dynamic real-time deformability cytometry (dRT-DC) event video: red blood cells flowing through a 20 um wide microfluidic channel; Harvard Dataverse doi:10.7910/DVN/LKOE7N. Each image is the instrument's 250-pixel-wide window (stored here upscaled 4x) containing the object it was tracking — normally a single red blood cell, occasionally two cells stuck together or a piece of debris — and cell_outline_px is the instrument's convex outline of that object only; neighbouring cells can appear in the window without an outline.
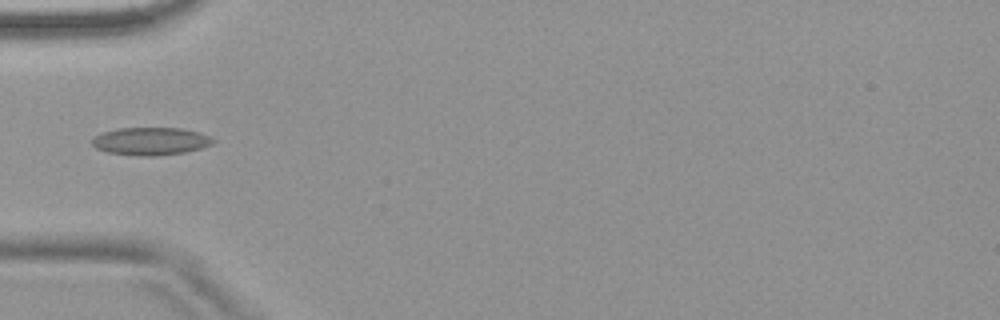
{"species": "common noctule bat (a hibernating species)", "species_latin": "Nyctalus noctula", "temperature_condition": "warm", "stored_images_in_passage": 1, "camera_frame_rate_fps": 3000, "um_per_image_px": 0.085, "animal": {"sex": "female", "body_mass_g": 18.4}, "frame": {"image": 1, "passage_image": 1, "time_ms": 0.0, "image_size_px": [1000, 320], "cell_outline_px": [[216, 140], [212, 144], [200, 148], [184, 152], [156, 156], [136, 156], [108, 152], [96, 148], [92, 144], [92, 136], [100, 132], [116, 128], [184, 128], [200, 132]], "centroid_in_image_um": [12.77, 11.99], "position_along_channel_um": 72.2, "area_um2": 19.77}}